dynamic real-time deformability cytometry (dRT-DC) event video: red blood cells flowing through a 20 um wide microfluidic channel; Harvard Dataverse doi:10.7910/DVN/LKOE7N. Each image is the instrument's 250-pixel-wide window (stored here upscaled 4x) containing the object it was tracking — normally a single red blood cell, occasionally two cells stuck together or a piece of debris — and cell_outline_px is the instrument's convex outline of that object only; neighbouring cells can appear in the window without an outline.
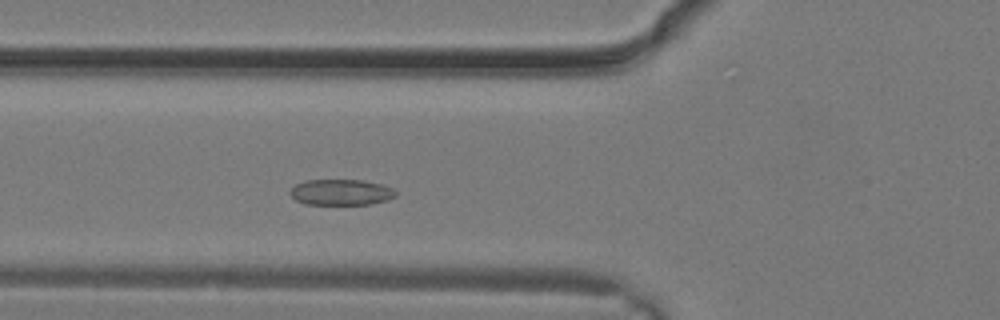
{"species": "common noctule bat (a hibernating species)", "species_latin": "Nyctalus noctula", "temperature_condition": "warm", "stored_images_in_passage": 21, "camera_frame_rate_fps": 3000, "um_per_image_px": 0.085, "animal": {"sex": "male", "body_mass_g": 19.2, "forearm_length_mm": 51.8}, "frame": {"image": 1, "passage_image": 4, "time_ms": 1.0, "image_size_px": [1000, 320], "cell_outline_px": [[396, 196], [388, 200], [372, 204], [304, 204], [296, 200], [288, 192], [296, 184], [304, 180], [364, 180], [380, 184], [392, 188], [396, 192]], "centroid_in_image_um": [28.99, 16.34], "position_along_channel_um": 96.8, "area_um2": 15.95}}
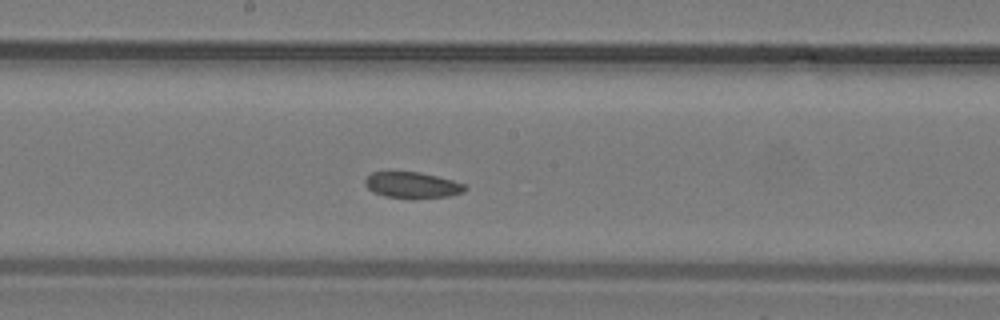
{"frame": {"image": 2, "passage_image": 9, "time_ms": 2.667, "image_size_px": [1000, 320], "cell_outline_px": [[468, 188], [464, 192], [448, 196], [412, 200], [384, 196], [372, 192], [364, 184], [364, 180], [372, 172], [420, 172], [452, 180], [464, 184]], "centroid_in_image_um": [35.03, 15.76], "position_along_channel_um": 213.2, "area_um2": 15.49}}
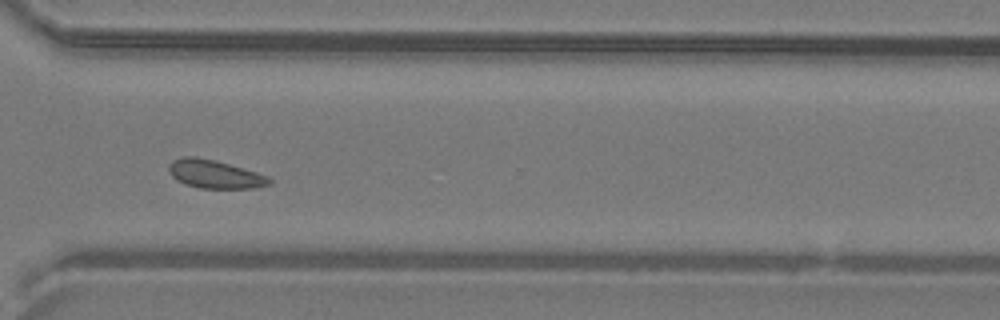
{"frame": {"image": 3, "passage_image": 15, "time_ms": 4.667, "image_size_px": [1000, 320], "cell_outline_px": [[272, 180], [268, 184], [252, 188], [200, 188], [184, 184], [176, 180], [172, 176], [168, 168], [168, 164], [172, 160], [184, 156], [196, 156], [228, 164], [256, 172], [268, 176]], "centroid_in_image_um": [18.2, 14.8], "position_along_channel_um": 352.4, "area_um2": 16.42}}